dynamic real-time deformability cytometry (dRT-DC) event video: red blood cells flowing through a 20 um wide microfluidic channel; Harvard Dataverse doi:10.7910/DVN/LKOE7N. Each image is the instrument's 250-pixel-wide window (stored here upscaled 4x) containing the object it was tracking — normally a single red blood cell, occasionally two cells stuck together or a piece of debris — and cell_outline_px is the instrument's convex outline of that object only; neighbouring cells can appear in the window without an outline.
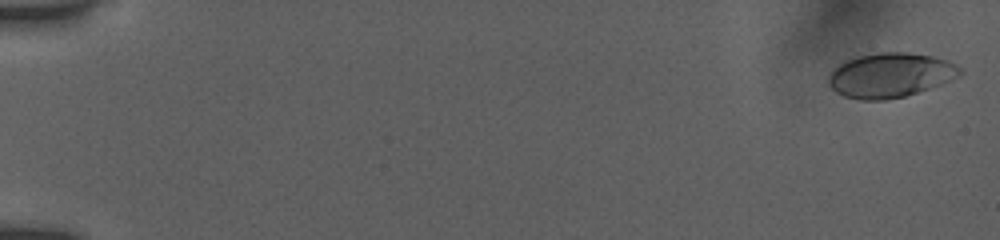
{"species": "human", "species_latin": "Homo sapiens", "temperature_condition": "room temperature", "stored_images_in_passage": 24, "camera_frame_rate_fps": 3000, "um_per_image_px": 0.085, "donor": {"sex": "female"}, "frame": {"image": 1, "passage_image": 2, "time_ms": 0.333, "image_size_px": [1000, 240], "cell_outline_px": [[964, 72], [960, 76], [940, 84], [904, 96], [884, 100], [860, 100], [844, 96], [836, 92], [828, 84], [828, 76], [844, 60], [856, 56], [876, 52], [908, 52], [932, 56], [948, 60], [964, 68]], "centroid_in_image_um": [75.69, 6.37], "position_along_channel_um": 9.3, "area_um2": 34.28}}
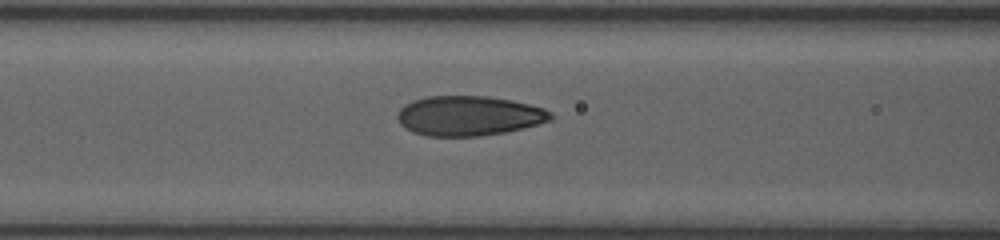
{"frame": {"image": 2, "passage_image": 18, "time_ms": 8.0, "image_size_px": [1000, 240], "cell_outline_px": [[556, 116], [552, 120], [524, 128], [504, 132], [480, 136], [428, 136], [416, 132], [400, 124], [396, 116], [400, 108], [404, 104], [412, 100], [424, 96], [488, 96], [512, 100], [544, 108], [552, 112]], "centroid_in_image_um": [39.88, 9.83], "position_along_channel_um": 126.7, "area_um2": 35.72}}
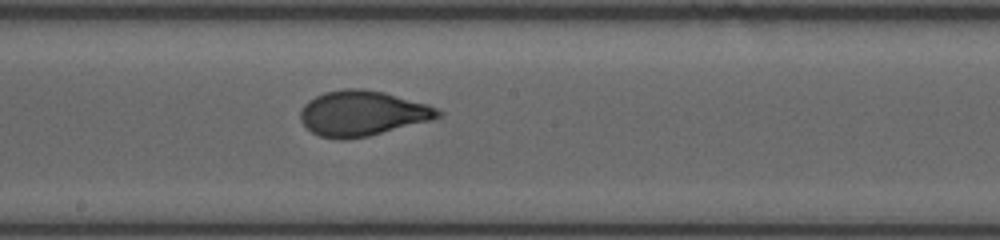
{"frame": {"image": 3, "passage_image": 24, "time_ms": 10.333, "image_size_px": [1000, 240], "cell_outline_px": [[444, 112], [440, 116], [432, 120], [368, 136], [344, 140], [340, 140], [320, 136], [312, 132], [300, 120], [300, 112], [304, 104], [308, 100], [324, 92], [344, 88], [364, 88], [384, 92], [428, 104]], "centroid_in_image_um": [30.8, 9.62], "position_along_channel_um": 217.4, "area_um2": 36.36}}